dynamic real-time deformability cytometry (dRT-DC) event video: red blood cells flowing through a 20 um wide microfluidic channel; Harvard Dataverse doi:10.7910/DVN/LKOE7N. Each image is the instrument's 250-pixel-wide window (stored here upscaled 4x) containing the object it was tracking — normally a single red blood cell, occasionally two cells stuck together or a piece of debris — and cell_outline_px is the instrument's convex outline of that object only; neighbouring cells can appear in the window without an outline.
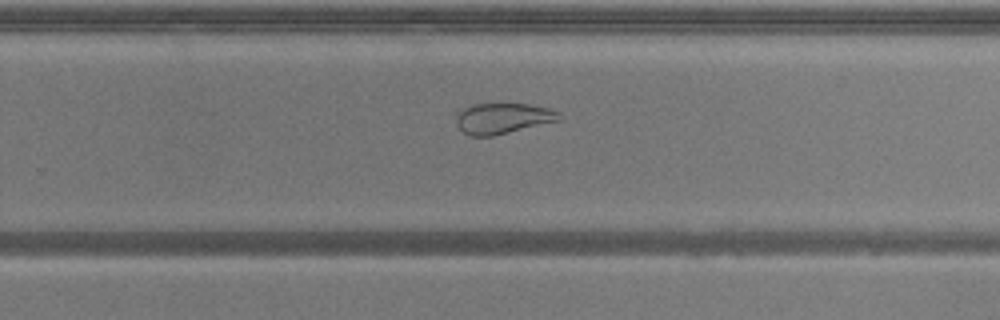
{"species": "common noctule bat (a hibernating species)", "species_latin": "Nyctalus noctula", "temperature_condition": "warm", "stored_images_in_passage": 24, "camera_frame_rate_fps": 3000, "um_per_image_px": 0.085, "animal": {"sex": "male", "body_mass_g": 20.5, "forearm_length_mm": 52.5}, "frame": {"image": 1, "passage_image": 20, "time_ms": 6.333, "image_size_px": [1000, 320], "cell_outline_px": [[564, 116], [560, 120], [492, 136], [472, 136], [464, 132], [456, 124], [456, 116], [464, 108], [472, 104], [504, 100], [528, 104], [548, 108]], "centroid_in_image_um": [42.73, 10.0], "position_along_channel_um": 287.1, "area_um2": 18.96}}